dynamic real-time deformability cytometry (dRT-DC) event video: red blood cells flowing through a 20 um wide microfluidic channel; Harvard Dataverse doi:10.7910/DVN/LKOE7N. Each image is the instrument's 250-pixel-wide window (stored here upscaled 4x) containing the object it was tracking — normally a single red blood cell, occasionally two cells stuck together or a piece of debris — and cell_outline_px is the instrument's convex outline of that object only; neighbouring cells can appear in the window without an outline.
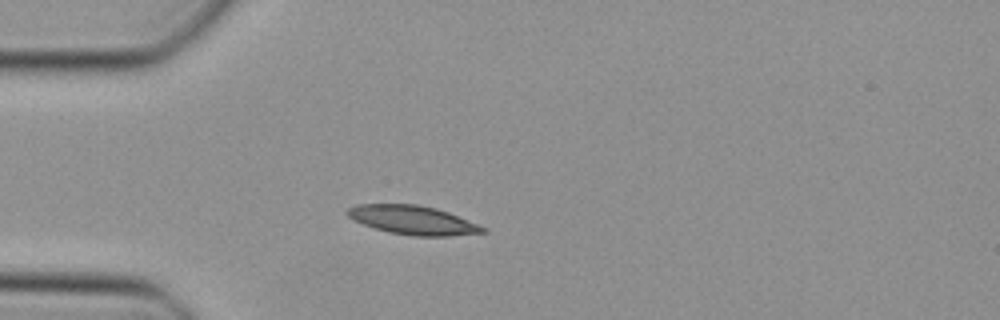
{"species": "Egyptian fruit bat (a non-hibernating species)", "species_latin": "Rousettus aegyptiacus", "temperature_condition": "cold", "stored_images_in_passage": 35, "camera_frame_rate_fps": 3000, "um_per_image_px": 0.085, "animal": {"sex": "female"}, "frame": {"image": 1, "passage_image": 1, "time_ms": 0.0, "image_size_px": [1000, 320], "cell_outline_px": [[488, 232], [448, 236], [412, 236], [388, 232], [364, 224], [348, 216], [344, 212], [348, 208], [356, 204], [420, 204], [436, 208], [448, 212], [488, 228]], "centroid_in_image_um": [35.12, 18.7], "position_along_channel_um": 49.9, "area_um2": 22.83}}
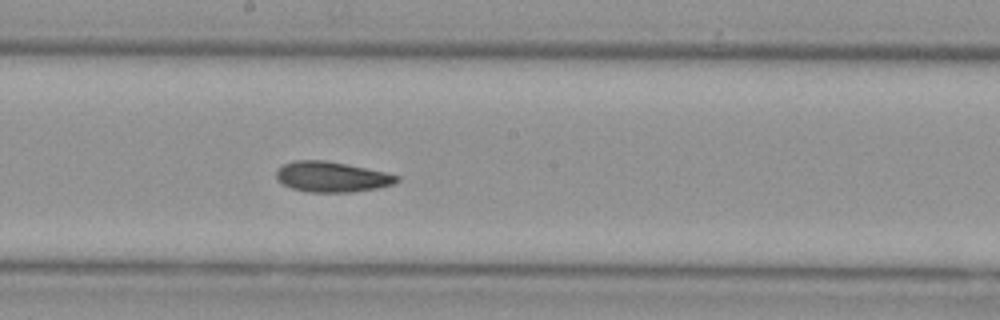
{"frame": {"image": 2, "passage_image": 14, "time_ms": 4.333, "image_size_px": [1000, 320], "cell_outline_px": [[400, 180], [392, 184], [376, 188], [352, 192], [308, 192], [292, 188], [276, 180], [276, 172], [284, 164], [292, 160], [324, 160], [384, 172], [400, 176]], "centroid_in_image_um": [28.17, 15.03], "position_along_channel_um": 220.0, "area_um2": 21.1}}
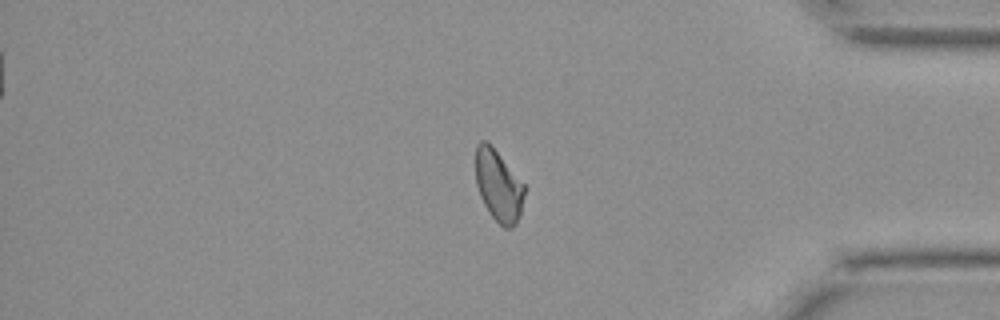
{"frame": {"image": 3, "passage_image": 28, "time_ms": 9.0, "image_size_px": [1000, 320], "cell_outline_px": [[524, 196], [520, 216], [516, 224], [512, 228], [504, 228], [488, 212], [480, 196], [476, 184], [476, 144], [480, 140], [484, 140], [492, 144], [524, 184]], "centroid_in_image_um": [42.36, 15.77], "position_along_channel_um": 392.8, "area_um2": 20.46}}